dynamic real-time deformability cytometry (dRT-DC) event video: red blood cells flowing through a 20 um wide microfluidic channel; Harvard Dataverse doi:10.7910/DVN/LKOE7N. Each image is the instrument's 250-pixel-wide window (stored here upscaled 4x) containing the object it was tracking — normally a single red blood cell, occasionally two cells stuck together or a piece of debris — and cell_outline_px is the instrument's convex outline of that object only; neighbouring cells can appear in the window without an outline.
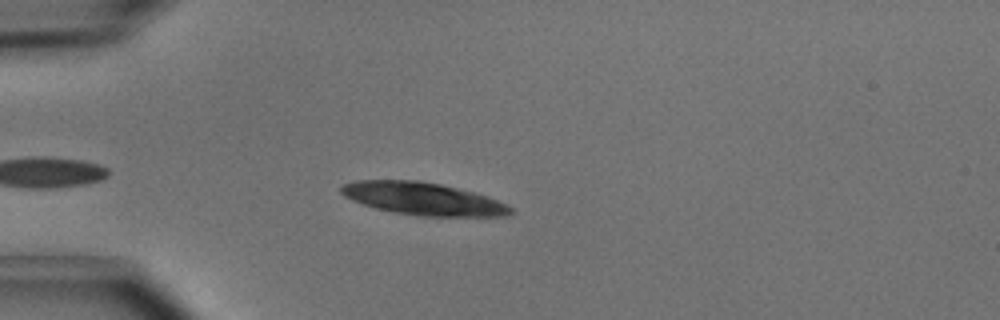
{"species": "common noctule bat (a hibernating species)", "species_latin": "Nyctalus noctula", "temperature_condition": "cold", "stored_images_in_passage": 29, "camera_frame_rate_fps": 3000, "um_per_image_px": 0.085, "animal": {"sex": "male", "body_mass_g": 15.6}, "frame": {"image": 1, "passage_image": 2, "time_ms": 0.333, "image_size_px": [1000, 320], "cell_outline_px": [[512, 212], [508, 216], [416, 216], [376, 208], [352, 200], [344, 196], [340, 192], [340, 188], [344, 184], [356, 180], [420, 180], [440, 184], [488, 196], [508, 204], [512, 208]], "centroid_in_image_um": [35.97, 16.89], "position_along_channel_um": 49.0, "area_um2": 32.02}}